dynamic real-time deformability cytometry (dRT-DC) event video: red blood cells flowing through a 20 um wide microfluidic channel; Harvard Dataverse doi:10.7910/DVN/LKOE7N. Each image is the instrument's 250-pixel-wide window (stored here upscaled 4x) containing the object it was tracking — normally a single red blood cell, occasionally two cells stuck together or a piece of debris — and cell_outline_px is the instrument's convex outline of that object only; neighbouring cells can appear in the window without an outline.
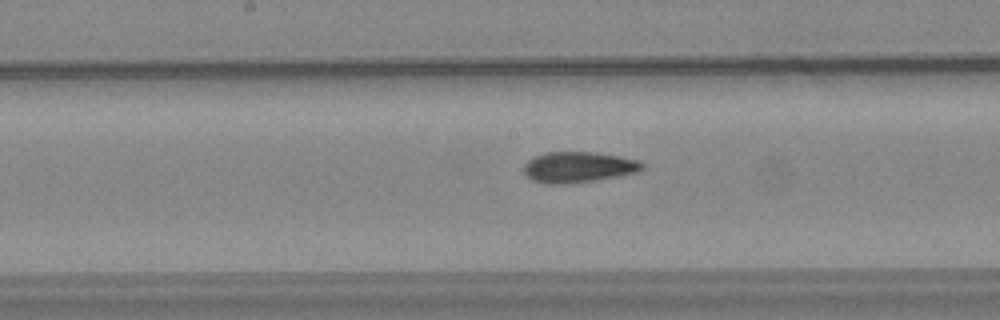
{"species": "common noctule bat (a hibernating species)", "species_latin": "Nyctalus noctula", "temperature_condition": "warm", "stored_images_in_passage": 39, "camera_frame_rate_fps": 3000, "um_per_image_px": 0.085, "animal": {"sex": "female", "body_mass_g": 24.6, "forearm_length_mm": 56.2}, "frame": {"image": 1, "passage_image": 17, "time_ms": 5.333, "image_size_px": [1000, 320], "cell_outline_px": [[644, 168], [636, 172], [596, 180], [568, 184], [544, 184], [532, 180], [524, 172], [524, 164], [528, 160], [536, 156], [548, 152], [596, 152], [620, 156], [640, 160], [644, 164]], "centroid_in_image_um": [49.17, 14.21], "position_along_channel_um": 199.0, "area_um2": 21.27}}
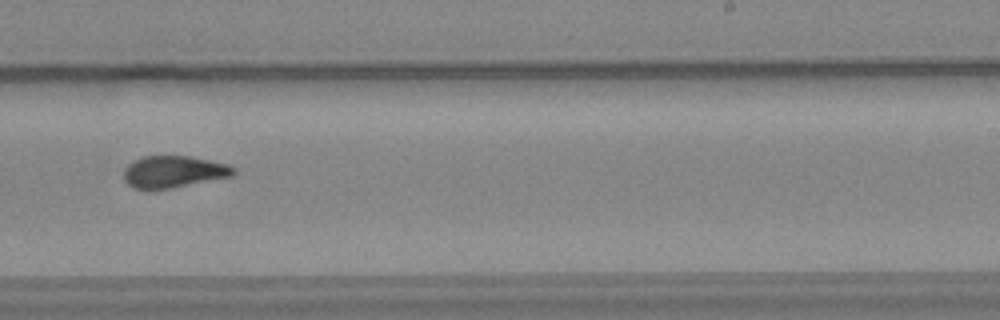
{"frame": {"image": 2, "passage_image": 23, "time_ms": 7.333, "image_size_px": [1000, 320], "cell_outline_px": [[236, 172], [232, 176], [172, 188], [132, 188], [124, 180], [124, 168], [132, 160], [140, 156], [192, 156], [228, 164], [236, 168]], "centroid_in_image_um": [14.76, 14.58], "position_along_channel_um": 274.2, "area_um2": 20.46}}
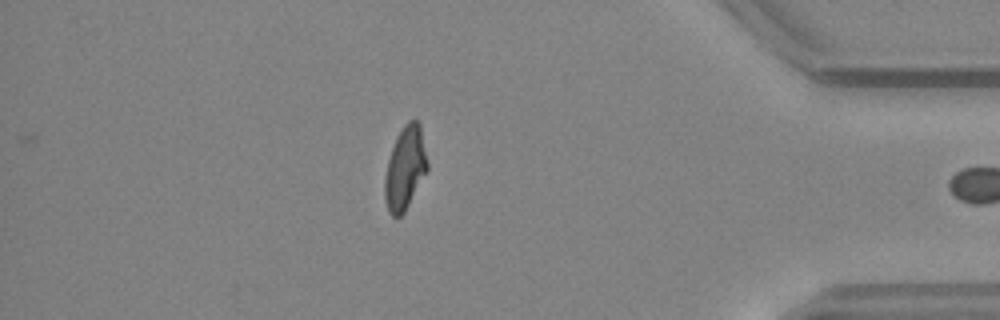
{"frame": {"image": 3, "passage_image": 36, "time_ms": 11.667, "image_size_px": [1000, 320], "cell_outline_px": [[428, 168], [404, 212], [400, 216], [392, 216], [388, 212], [384, 196], [384, 180], [388, 160], [396, 136], [404, 124], [408, 120], [416, 120], [420, 124], [428, 164]], "centroid_in_image_um": [34.42, 14.28], "position_along_channel_um": 400.8, "area_um2": 20.4}, "authors_computed_cell_mechanics": {"area_um2": 21.1548, "velocity_mm_per_s": 3.7764, "shape_relaxation_time_tau1_ms": 9.9895, "shape_relaxation_time_tau2_ms": 1.8487, "deformation_change_tau1": 0.2653, "deformation_change_tau2": 0.0817}}